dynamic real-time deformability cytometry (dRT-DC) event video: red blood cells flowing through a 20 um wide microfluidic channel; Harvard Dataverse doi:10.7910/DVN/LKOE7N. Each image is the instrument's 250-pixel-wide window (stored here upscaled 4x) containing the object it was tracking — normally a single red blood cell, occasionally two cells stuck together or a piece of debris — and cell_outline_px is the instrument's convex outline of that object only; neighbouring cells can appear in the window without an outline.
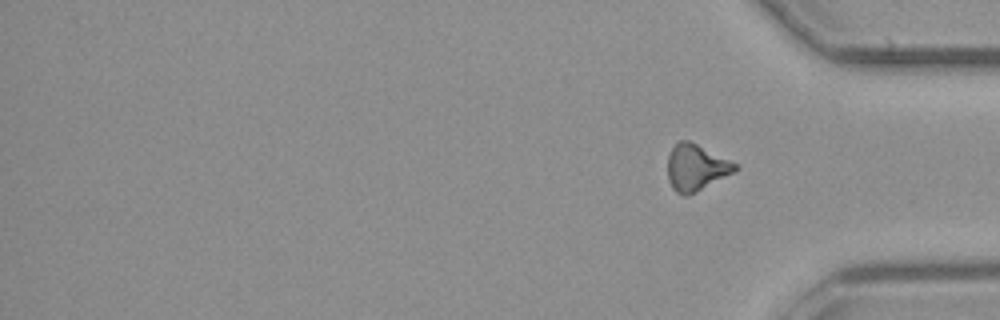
{"species": "common noctule bat (a hibernating species)", "species_latin": "Nyctalus noctula", "temperature_condition": "cold", "stored_images_in_passage": 13, "segment_of_instrument_passage": [2, 2], "camera_frame_rate_fps": 3000, "um_per_image_px": 0.085, "animal": {"sex": "male", "body_mass_g": 23.1, "forearm_length_mm": 52.7}, "frame": {"image": 1, "passage_image": 13, "time_ms": 4.0, "image_size_px": [1000, 320], "cell_outline_px": [[740, 168], [736, 172], [688, 196], [684, 196], [676, 192], [672, 188], [668, 180], [668, 156], [672, 148], [680, 140], [688, 140], [736, 164]], "centroid_in_image_um": [59.16, 14.27], "position_along_channel_um": 376.0, "area_um2": 18.09}}